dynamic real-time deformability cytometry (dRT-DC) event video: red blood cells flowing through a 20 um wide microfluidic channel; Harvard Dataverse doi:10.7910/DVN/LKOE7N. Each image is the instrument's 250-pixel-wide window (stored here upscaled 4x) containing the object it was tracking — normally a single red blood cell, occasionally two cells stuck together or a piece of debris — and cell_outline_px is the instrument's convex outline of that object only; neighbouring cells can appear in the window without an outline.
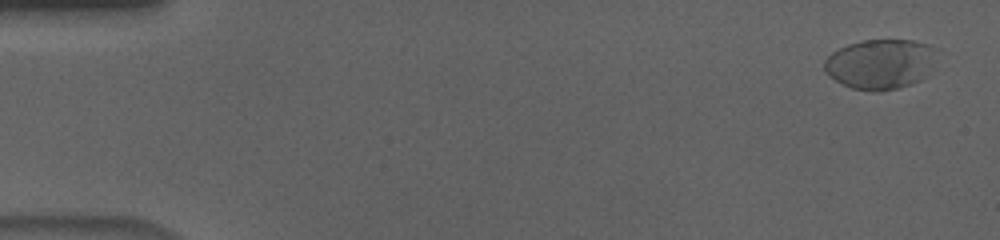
{"species": "human", "species_latin": "Homo sapiens", "temperature_condition": "cold", "stored_images_in_passage": 58, "camera_frame_rate_fps": 3000, "um_per_image_px": 0.085, "donor": {"sex": "male"}, "frame": {"image": 1, "passage_image": 3, "time_ms": 0.667, "image_size_px": [1000, 240], "cell_outline_px": [[940, 48], [924, 76], [920, 80], [912, 84], [900, 88], [880, 92], [872, 92], [852, 88], [836, 80], [824, 72], [824, 60], [832, 52], [848, 44], [864, 40], [912, 40], [928, 44]], "centroid_in_image_um": [74.83, 5.44], "position_along_channel_um": 10.2, "area_um2": 32.89}}
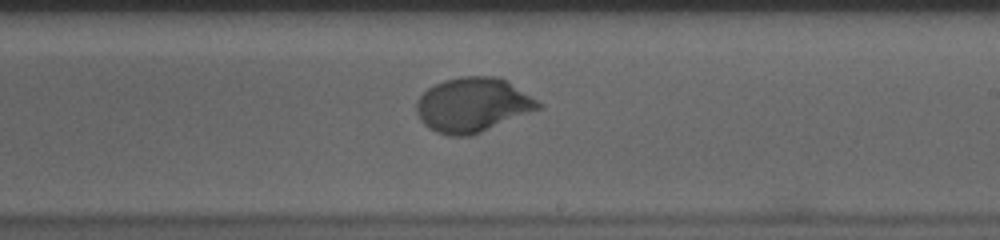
{"frame": {"image": 2, "passage_image": 35, "time_ms": 11.333, "image_size_px": [1000, 240], "cell_outline_px": [[544, 108], [472, 136], [448, 136], [436, 132], [428, 128], [420, 120], [416, 112], [416, 100], [428, 88], [444, 80], [460, 76], [500, 76], [544, 104]], "centroid_in_image_um": [40.21, 8.93], "position_along_channel_um": 248.8, "area_um2": 39.25}}
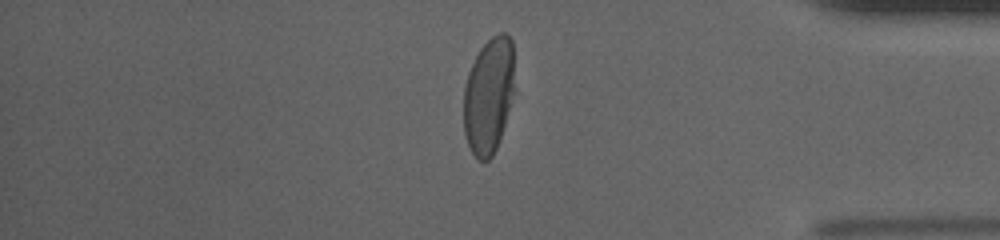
{"frame": {"image": 3, "passage_image": 49, "time_ms": 16.0, "image_size_px": [1000, 240], "cell_outline_px": [[516, 92], [496, 148], [492, 156], [488, 160], [476, 160], [468, 144], [464, 132], [464, 88], [468, 72], [480, 48], [492, 36], [500, 32], [504, 32], [512, 40]], "centroid_in_image_um": [41.57, 8.1], "position_along_channel_um": 393.6, "area_um2": 34.91}, "authors_computed_cell_mechanics": {"area_um2": 36.7897, "velocity_mm_per_s": 3.6169, "shape_relaxation_time_tau1_ms": 3.3543, "shape_relaxation_time_tau2_ms": null, "deformation_change_tau1": 0.1769, "deformation_change_tau2": null}}